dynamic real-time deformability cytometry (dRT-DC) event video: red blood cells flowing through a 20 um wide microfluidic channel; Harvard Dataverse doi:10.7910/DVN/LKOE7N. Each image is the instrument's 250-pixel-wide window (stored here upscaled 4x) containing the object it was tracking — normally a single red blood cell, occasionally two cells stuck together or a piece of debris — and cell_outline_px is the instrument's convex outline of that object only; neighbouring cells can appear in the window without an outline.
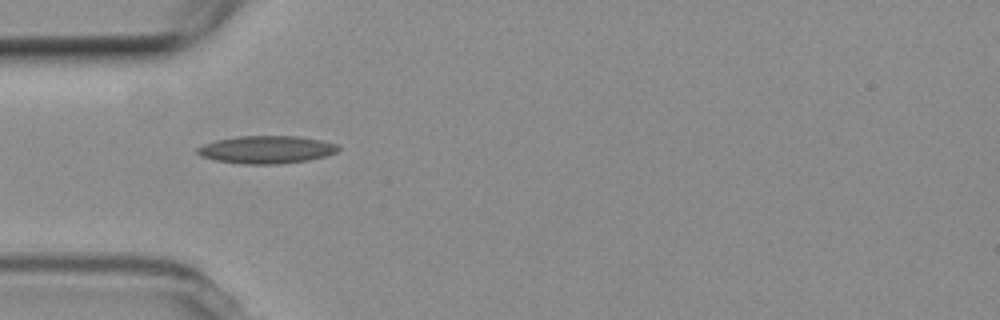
{"species": "common noctule bat (a hibernating species)", "species_latin": "Nyctalus noctula", "temperature_condition": "room temperature", "stored_images_in_passage": 4, "camera_frame_rate_fps": 3000, "um_per_image_px": 0.085, "animal": {"sex": "female", "body_mass_g": 19.3, "forearm_length_mm": 54.1}, "frame": {"image": 1, "passage_image": 1, "time_ms": 0.0, "image_size_px": [1000, 320], "cell_outline_px": [[340, 148], [336, 152], [324, 156], [308, 160], [280, 164], [240, 164], [216, 160], [200, 156], [196, 152], [196, 148], [204, 144], [216, 140], [236, 136], [296, 136], [320, 140], [336, 144]], "centroid_in_image_um": [22.61, 12.72], "position_along_channel_um": 62.4, "area_um2": 22.72}}
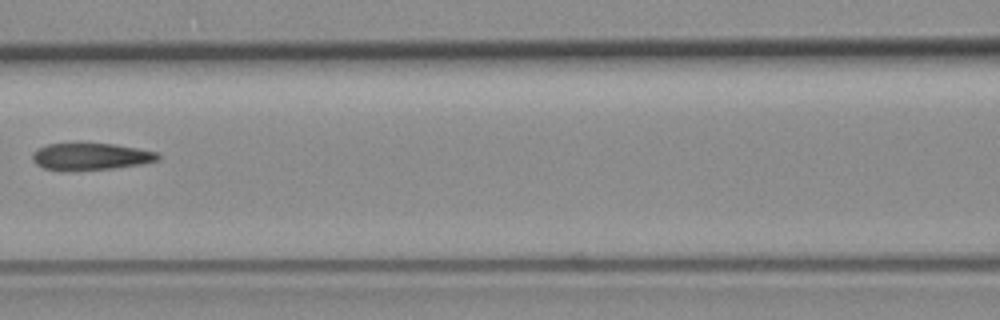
{"frame": {"image": 2, "passage_image": 3, "time_ms": 2.667, "image_size_px": [1000, 320], "cell_outline_px": [[160, 160], [140, 164], [116, 168], [68, 172], [64, 172], [44, 168], [36, 164], [32, 160], [32, 152], [36, 148], [48, 144], [116, 144], [156, 152], [160, 156]], "centroid_in_image_um": [7.66, 13.33], "position_along_channel_um": 158.9, "area_um2": 20.0}}
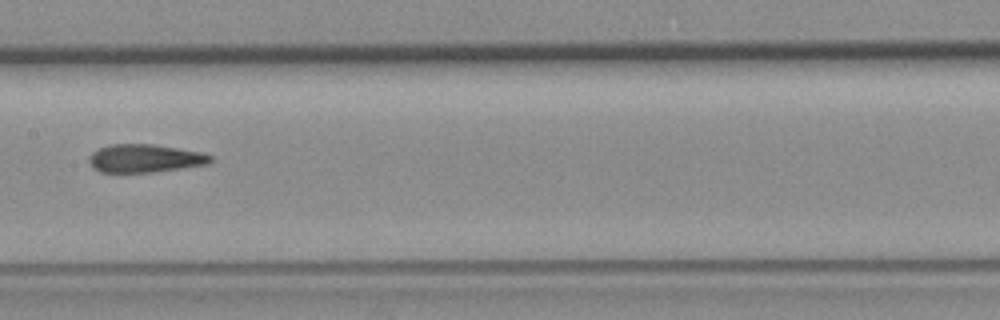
{"frame": {"image": 3, "passage_image": 4, "time_ms": 3.667, "image_size_px": [1000, 320], "cell_outline_px": [[212, 160], [208, 164], [152, 172], [100, 172], [92, 168], [88, 160], [88, 156], [92, 152], [108, 144], [152, 144], [204, 152], [212, 156]], "centroid_in_image_um": [12.29, 13.45], "position_along_channel_um": 195.1, "area_um2": 20.0}}